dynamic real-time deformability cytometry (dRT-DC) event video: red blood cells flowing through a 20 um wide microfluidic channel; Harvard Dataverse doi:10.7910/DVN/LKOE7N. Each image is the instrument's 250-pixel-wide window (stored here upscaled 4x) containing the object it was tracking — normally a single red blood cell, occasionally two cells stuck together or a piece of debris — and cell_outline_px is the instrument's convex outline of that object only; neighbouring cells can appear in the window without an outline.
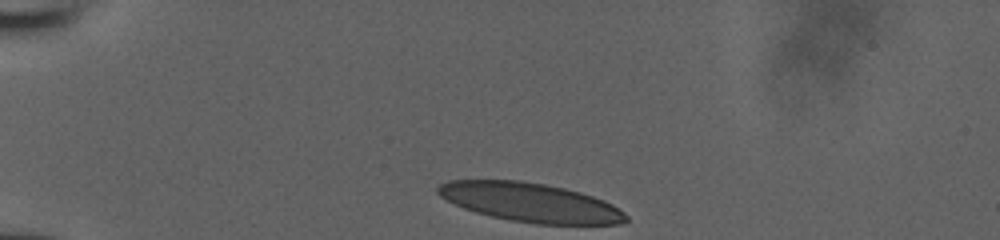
{"species": "human", "species_latin": "Homo sapiens", "temperature_condition": "room temperature", "stored_images_in_passage": 32, "camera_frame_rate_fps": 3000, "um_per_image_px": 0.085, "donor": {"sex": "male"}, "frame": {"image": 1, "passage_image": 1, "time_ms": 0.0, "image_size_px": [1000, 240], "cell_outline_px": [[628, 220], [620, 224], [536, 224], [512, 220], [492, 216], [476, 212], [464, 208], [440, 196], [436, 192], [436, 188], [440, 184], [448, 180], [520, 180], [544, 184], [564, 188], [580, 192], [604, 200], [612, 204], [624, 212], [628, 216]], "centroid_in_image_um": [45.09, 17.2], "position_along_channel_um": 39.9, "area_um2": 42.54}}
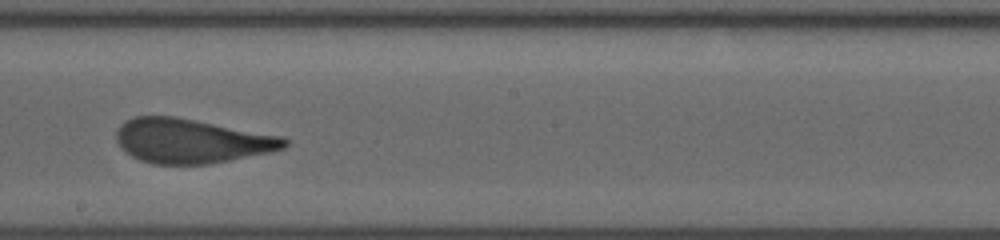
{"frame": {"image": 2, "passage_image": 19, "time_ms": 6.0, "image_size_px": [1000, 240], "cell_outline_px": [[288, 144], [284, 148], [272, 152], [208, 164], [152, 164], [140, 160], [124, 152], [120, 148], [116, 140], [116, 128], [124, 120], [136, 116], [176, 116], [284, 136], [288, 140]], "centroid_in_image_um": [16.25, 11.97], "position_along_channel_um": 231.9, "area_um2": 43.99}}
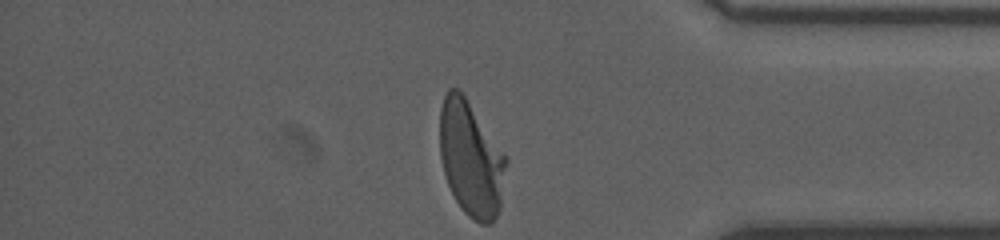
{"frame": {"image": 3, "passage_image": 32, "time_ms": 10.333, "image_size_px": [1000, 240], "cell_outline_px": [[508, 160], [500, 208], [492, 224], [480, 224], [472, 220], [460, 208], [448, 184], [444, 172], [440, 156], [440, 108], [444, 96], [448, 88], [456, 88], [464, 96], [508, 156]], "centroid_in_image_um": [40.05, 13.53], "position_along_channel_um": 395.1, "area_um2": 44.74}}